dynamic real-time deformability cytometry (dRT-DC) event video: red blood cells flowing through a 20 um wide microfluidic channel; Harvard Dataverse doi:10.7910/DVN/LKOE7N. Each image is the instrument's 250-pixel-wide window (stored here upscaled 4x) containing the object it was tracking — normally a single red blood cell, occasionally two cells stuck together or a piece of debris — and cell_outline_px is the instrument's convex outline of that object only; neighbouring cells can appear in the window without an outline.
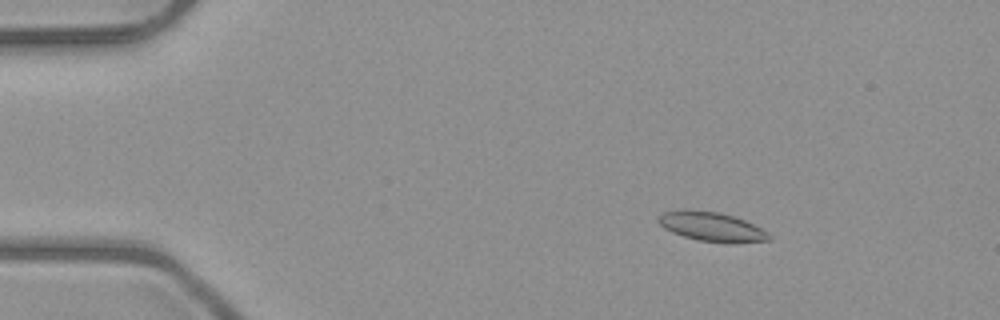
{"species": "common noctule bat (a hibernating species)", "species_latin": "Nyctalus noctula", "temperature_condition": "room temperature", "stored_images_in_passage": 53, "camera_frame_rate_fps": 3000, "um_per_image_px": 0.085, "animal": {"sex": "male", "body_mass_g": 23.1, "forearm_length_mm": 52.7}, "frame": {"image": 1, "passage_image": 9, "time_ms": 2.667, "image_size_px": [1000, 320], "cell_outline_px": [[772, 240], [696, 240], [672, 232], [664, 228], [656, 220], [656, 216], [664, 212], [680, 208], [688, 208], [720, 212], [744, 220], [768, 232], [772, 236]], "centroid_in_image_um": [60.35, 19.18], "position_along_channel_um": 24.6, "area_um2": 18.32}}
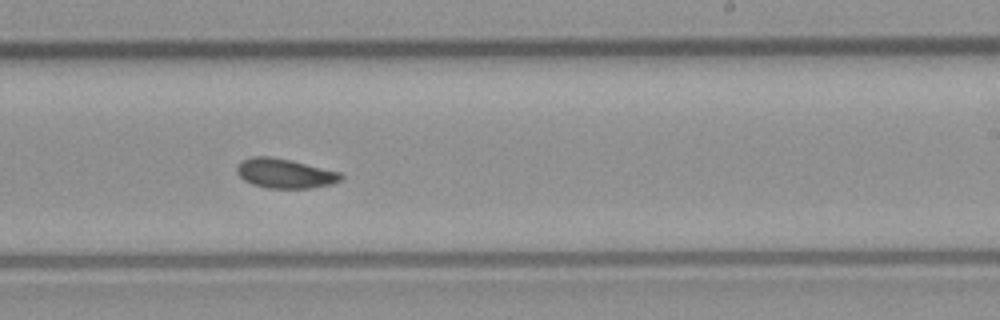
{"frame": {"image": 2, "passage_image": 33, "time_ms": 10.667, "image_size_px": [1000, 320], "cell_outline_px": [[344, 176], [340, 180], [332, 184], [312, 188], [268, 188], [252, 184], [244, 180], [236, 172], [236, 168], [240, 160], [252, 156], [272, 156], [292, 160], [340, 172]], "centroid_in_image_um": [24.2, 14.73], "position_along_channel_um": 264.8, "area_um2": 18.09}}
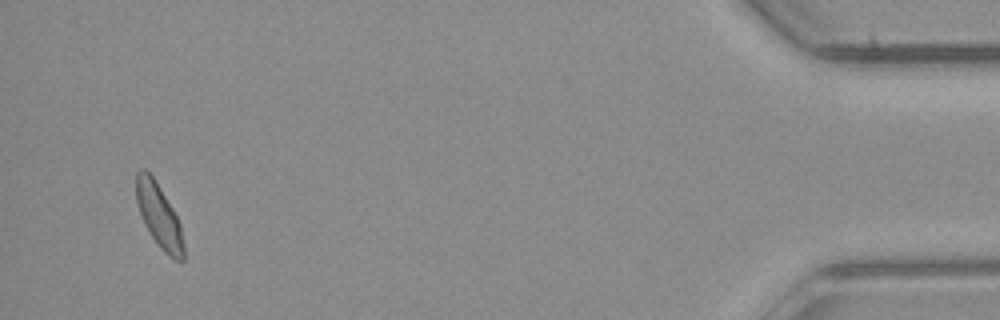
{"frame": {"image": 3, "passage_image": 51, "time_ms": 16.667, "image_size_px": [1000, 320], "cell_outline_px": [[184, 260], [176, 260], [168, 256], [160, 248], [144, 224], [136, 204], [136, 172], [140, 168], [144, 168], [152, 176], [160, 188], [172, 208], [180, 224], [184, 248]], "centroid_in_image_um": [13.49, 18.34], "position_along_channel_um": 421.7, "area_um2": 17.46}, "authors_computed_cell_mechanics": {"area_um2": 18.0914, "velocity_mm_per_s": 3.9992, "shape_relaxation_time_tau1_ms": 3.6994, "shape_relaxation_time_tau2_ms": 4.7754, "deformation_change_tau1": 0.0916, "deformation_change_tau2": 0.1019}}